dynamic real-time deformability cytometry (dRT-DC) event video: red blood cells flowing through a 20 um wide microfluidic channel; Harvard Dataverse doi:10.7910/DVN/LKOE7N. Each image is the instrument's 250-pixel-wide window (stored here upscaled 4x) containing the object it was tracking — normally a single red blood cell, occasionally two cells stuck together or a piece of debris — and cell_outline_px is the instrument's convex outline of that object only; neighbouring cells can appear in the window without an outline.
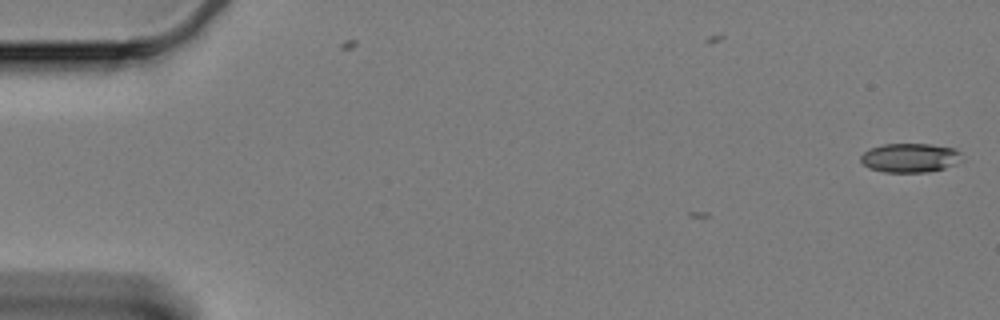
{"species": "Egyptian fruit bat (a non-hibernating species)", "species_latin": "Rousettus aegyptiacus", "temperature_condition": "cold", "stored_images_in_passage": 5, "camera_frame_rate_fps": 3000, "um_per_image_px": 0.085, "animal": {"sex": "female"}, "frame": {"image": 1, "passage_image": 5, "time_ms": 1.333, "image_size_px": [1000, 320], "cell_outline_px": [[960, 152], [952, 164], [944, 168], [924, 172], [884, 172], [868, 168], [860, 160], [860, 156], [864, 152], [872, 148], [884, 144], [928, 144], [952, 148]], "centroid_in_image_um": [77.24, 13.41], "position_along_channel_um": 7.8, "area_um2": 16.59}}